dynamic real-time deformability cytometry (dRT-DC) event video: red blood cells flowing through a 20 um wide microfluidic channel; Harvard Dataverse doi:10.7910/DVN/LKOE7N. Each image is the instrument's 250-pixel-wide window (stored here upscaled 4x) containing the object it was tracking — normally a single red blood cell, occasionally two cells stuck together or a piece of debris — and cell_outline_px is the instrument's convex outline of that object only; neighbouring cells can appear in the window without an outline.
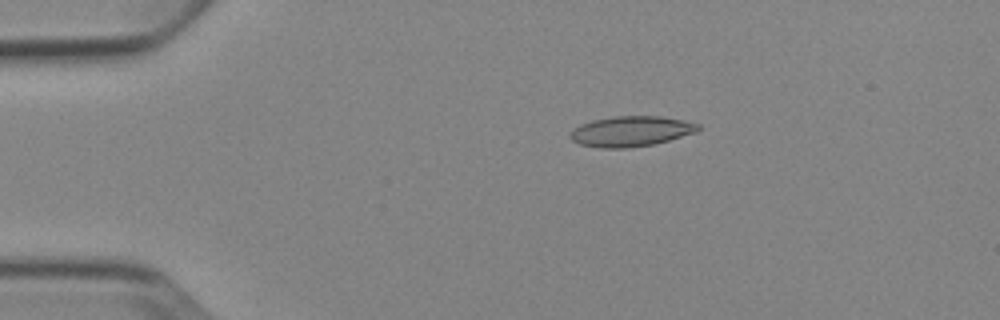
{"species": "Egyptian fruit bat (a non-hibernating species)", "species_latin": "Rousettus aegyptiacus", "temperature_condition": "cold", "stored_images_in_passage": 4, "camera_frame_rate_fps": 3000, "um_per_image_px": 0.085, "animal": {"sex": "female"}, "frame": {"image": 1, "passage_image": 3, "time_ms": 2.333, "image_size_px": [1000, 320], "cell_outline_px": [[700, 128], [696, 132], [668, 140], [652, 144], [628, 148], [600, 148], [580, 144], [572, 140], [568, 136], [572, 128], [580, 124], [592, 120], [612, 116], [660, 116], [684, 120], [700, 124]], "centroid_in_image_um": [53.59, 11.15], "position_along_channel_um": 31.4, "area_um2": 22.72}}